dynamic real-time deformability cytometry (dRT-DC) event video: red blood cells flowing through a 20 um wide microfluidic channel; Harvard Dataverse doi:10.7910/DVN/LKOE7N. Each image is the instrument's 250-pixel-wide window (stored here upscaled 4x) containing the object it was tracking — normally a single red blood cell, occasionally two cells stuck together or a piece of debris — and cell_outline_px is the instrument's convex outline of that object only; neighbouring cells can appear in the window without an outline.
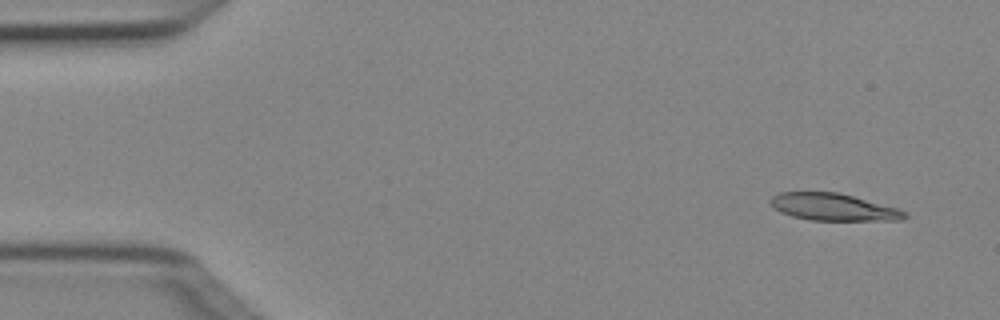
{"species": "Egyptian fruit bat (a non-hibernating species)", "species_latin": "Rousettus aegyptiacus", "temperature_condition": "cold", "stored_images_in_passage": 4, "camera_frame_rate_fps": 3000, "um_per_image_px": 0.085, "animal": {"sex": "female"}, "frame": {"image": 1, "passage_image": 1, "time_ms": 0.0, "image_size_px": [1000, 320], "cell_outline_px": [[908, 216], [900, 220], [812, 220], [792, 216], [780, 212], [768, 200], [772, 196], [780, 192], [836, 192], [900, 208], [908, 212]], "centroid_in_image_um": [70.87, 17.6], "position_along_channel_um": 14.1, "area_um2": 21.15}}
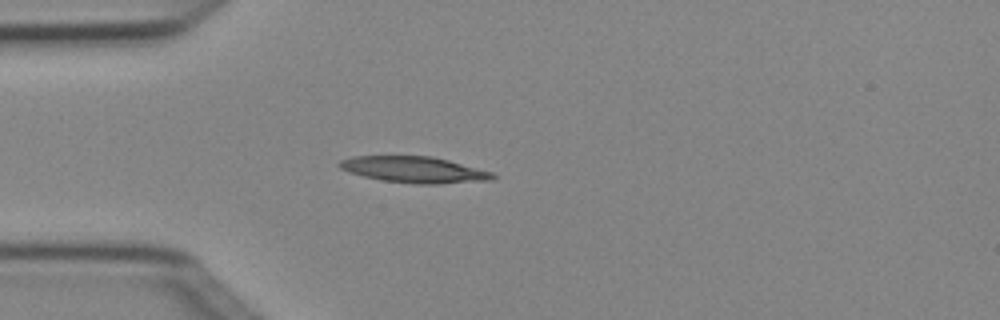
{"frame": {"image": 2, "passage_image": 4, "time_ms": 1.0, "image_size_px": [1000, 320], "cell_outline_px": [[496, 176], [492, 180], [440, 184], [416, 184], [384, 180], [364, 176], [348, 172], [340, 168], [336, 164], [340, 160], [352, 156], [432, 156], [448, 160], [492, 172]], "centroid_in_image_um": [35.19, 14.42], "position_along_channel_um": 49.8, "area_um2": 23.35}}